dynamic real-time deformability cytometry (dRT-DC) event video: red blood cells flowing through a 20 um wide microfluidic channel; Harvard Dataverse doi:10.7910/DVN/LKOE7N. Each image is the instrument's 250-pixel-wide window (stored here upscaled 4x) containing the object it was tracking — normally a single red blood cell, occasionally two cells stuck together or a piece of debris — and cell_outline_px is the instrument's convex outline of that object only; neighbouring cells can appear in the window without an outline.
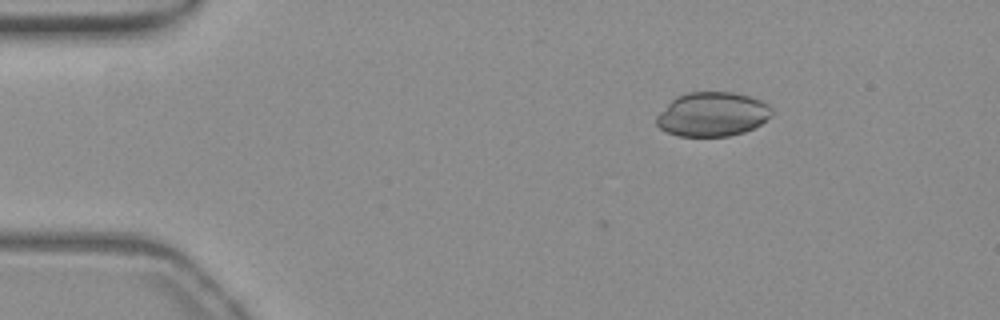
{"species": "common noctule bat (a hibernating species)", "species_latin": "Nyctalus noctula", "temperature_condition": "warm", "stored_images_in_passage": 4, "camera_frame_rate_fps": 3000, "um_per_image_px": 0.085, "animal": {"sex": "female", "body_mass_g": 19.3, "forearm_length_mm": 54.1}, "frame": {"image": 1, "passage_image": 1, "time_ms": 0.0, "image_size_px": [1000, 320], "cell_outline_px": [[772, 116], [760, 124], [744, 132], [728, 136], [680, 136], [668, 132], [660, 128], [656, 124], [656, 116], [676, 96], [688, 92], [732, 92], [748, 96], [760, 100], [768, 104], [772, 108]], "centroid_in_image_um": [60.56, 9.71], "position_along_channel_um": 24.4, "area_um2": 29.59}}